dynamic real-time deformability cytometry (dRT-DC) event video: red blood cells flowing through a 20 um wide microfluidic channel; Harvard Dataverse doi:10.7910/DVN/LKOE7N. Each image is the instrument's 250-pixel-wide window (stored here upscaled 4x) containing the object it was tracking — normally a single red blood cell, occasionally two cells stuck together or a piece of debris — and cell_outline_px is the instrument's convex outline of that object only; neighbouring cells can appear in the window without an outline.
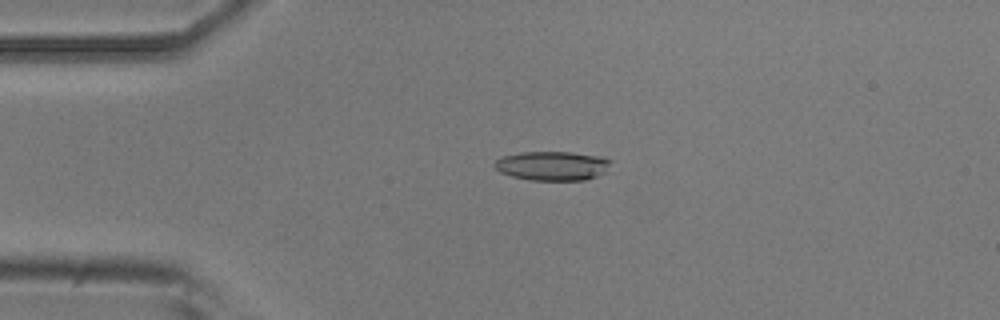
{"species": "common noctule bat (a hibernating species)", "species_latin": "Nyctalus noctula", "temperature_condition": "room temperature", "stored_images_in_passage": 43, "camera_frame_rate_fps": 3000, "um_per_image_px": 0.085, "animal": {"sex": "male", "body_mass_g": 20.5, "forearm_length_mm": 52.5}, "frame": {"image": 1, "passage_image": 3, "time_ms": 0.667, "image_size_px": [1000, 320], "cell_outline_px": [[612, 160], [604, 172], [596, 176], [584, 180], [528, 180], [512, 176], [500, 172], [492, 164], [496, 160], [504, 156], [520, 152], [572, 152], [600, 156]], "centroid_in_image_um": [46.93, 14.09], "position_along_channel_um": 38.1, "area_um2": 19.71}}
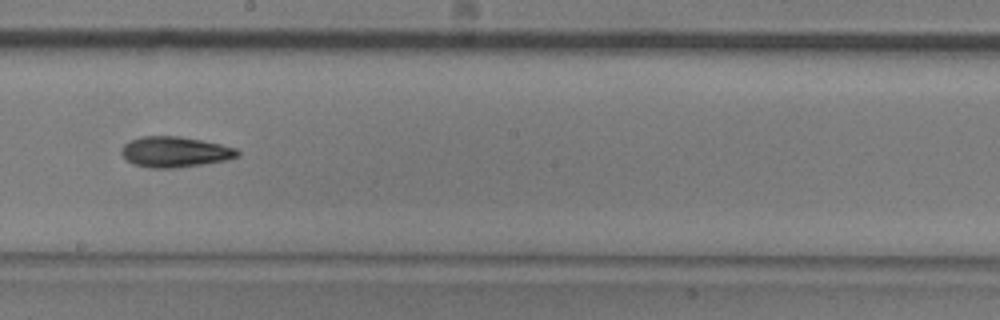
{"frame": {"image": 2, "passage_image": 20, "time_ms": 6.333, "image_size_px": [1000, 320], "cell_outline_px": [[240, 156], [228, 160], [176, 168], [148, 168], [132, 164], [120, 152], [120, 148], [128, 140], [140, 136], [180, 136], [220, 144], [236, 148], [240, 152]], "centroid_in_image_um": [14.85, 12.91], "position_along_channel_um": 233.4, "area_um2": 20.92}}
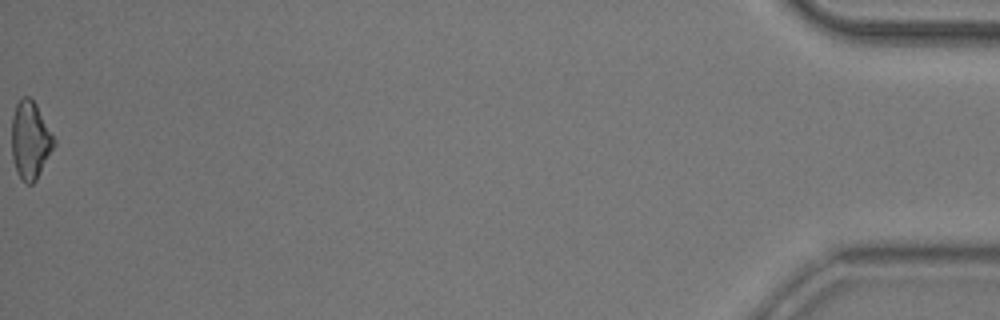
{"frame": {"image": 3, "passage_image": 43, "time_ms": 14.0, "image_size_px": [1000, 320], "cell_outline_px": [[56, 144], [36, 180], [32, 184], [28, 184], [16, 172], [12, 156], [12, 116], [16, 104], [20, 96], [28, 96], [36, 104], [56, 140]], "centroid_in_image_um": [2.57, 11.89], "position_along_channel_um": 432.6, "area_um2": 19.13}, "authors_computed_cell_mechanics": {"area_um2": 19.7098, "velocity_mm_per_s": 3.9405, "shape_relaxation_time_tau1_ms": 4.3054, "shape_relaxation_time_tau2_ms": 6.8264, "deformation_change_tau1": 0.1451, "deformation_change_tau2": 0.1773}}